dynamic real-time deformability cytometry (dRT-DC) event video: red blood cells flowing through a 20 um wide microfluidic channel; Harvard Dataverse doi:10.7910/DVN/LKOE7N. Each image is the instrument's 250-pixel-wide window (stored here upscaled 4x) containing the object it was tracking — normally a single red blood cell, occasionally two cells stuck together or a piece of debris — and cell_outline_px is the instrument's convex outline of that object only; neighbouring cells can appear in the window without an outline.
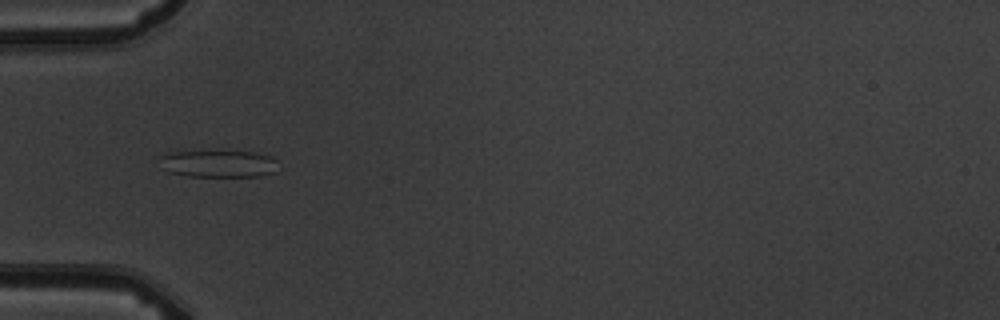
{"species": "common noctule bat (a hibernating species)", "species_latin": "Nyctalus noctula", "temperature_condition": "warm", "stored_images_in_passage": 6, "camera_frame_rate_fps": 3000, "um_per_image_px": 0.085, "animal": {"sex": "male", "body_mass_g": 19.5, "forearm_length_mm": 54.6}, "frame": {"image": 1, "passage_image": 5, "time_ms": 5.333, "image_size_px": [1000, 320], "cell_outline_px": [[276, 172], [260, 176], [188, 176], [168, 172], [164, 168], [156, 156], [168, 152], [220, 148], [252, 152], [272, 156], [276, 160]], "centroid_in_image_um": [18.51, 13.85], "position_along_channel_um": 66.5, "area_um2": 19.88}}